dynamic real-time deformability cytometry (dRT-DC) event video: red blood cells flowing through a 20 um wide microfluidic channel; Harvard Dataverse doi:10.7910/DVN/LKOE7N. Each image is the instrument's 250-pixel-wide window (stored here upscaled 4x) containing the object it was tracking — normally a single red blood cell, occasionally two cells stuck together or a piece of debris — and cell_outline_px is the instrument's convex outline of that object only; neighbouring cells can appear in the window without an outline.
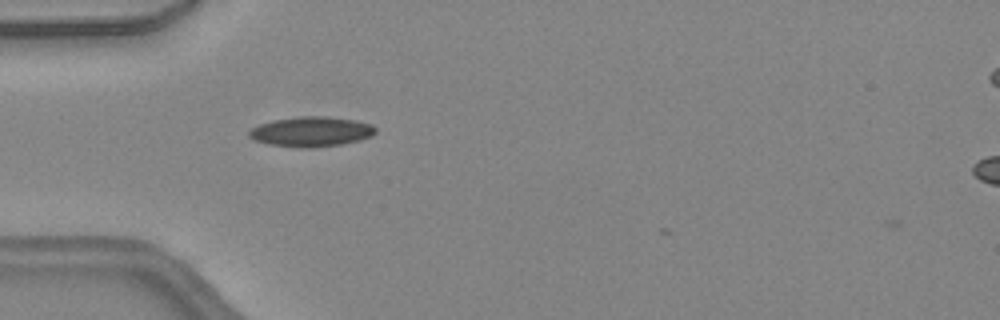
{"species": "common noctule bat (a hibernating species)", "species_latin": "Nyctalus noctula", "temperature_condition": "warm", "stored_images_in_passage": 3, "camera_frame_rate_fps": 3000, "um_per_image_px": 0.085, "animal": {"sex": "female", "body_mass_g": 24.6, "forearm_length_mm": 56.2}, "frame": {"image": 1, "passage_image": 2, "time_ms": 0.333, "image_size_px": [1000, 320], "cell_outline_px": [[376, 132], [372, 136], [360, 140], [340, 144], [308, 148], [300, 148], [268, 144], [252, 140], [248, 136], [248, 132], [252, 128], [260, 124], [272, 120], [300, 116], [324, 116], [352, 120], [372, 124], [376, 128]], "centroid_in_image_um": [26.43, 11.19], "position_along_channel_um": 58.6, "area_um2": 22.08}}